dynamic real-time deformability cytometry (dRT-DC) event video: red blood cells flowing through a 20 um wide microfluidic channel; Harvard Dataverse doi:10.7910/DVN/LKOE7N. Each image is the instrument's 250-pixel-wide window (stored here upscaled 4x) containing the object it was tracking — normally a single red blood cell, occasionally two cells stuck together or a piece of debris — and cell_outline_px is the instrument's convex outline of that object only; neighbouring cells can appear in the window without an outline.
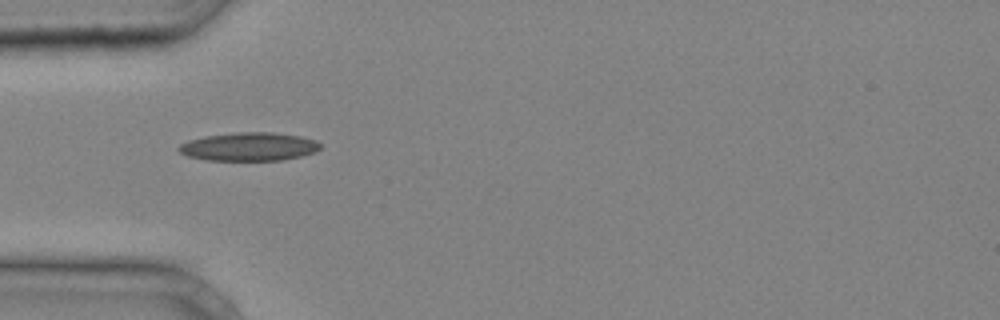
{"species": "common noctule bat (a hibernating species)", "species_latin": "Nyctalus noctula", "temperature_condition": "cold", "stored_images_in_passage": 27, "camera_frame_rate_fps": 3000, "um_per_image_px": 0.085, "animal": {"sex": "male", "body_mass_g": 20.4}, "frame": {"image": 1, "passage_image": 1, "time_ms": 0.0, "image_size_px": [1000, 320], "cell_outline_px": [[320, 148], [312, 152], [300, 156], [280, 160], [208, 160], [188, 156], [180, 152], [176, 148], [180, 144], [188, 140], [204, 136], [236, 132], [272, 132], [300, 136], [316, 140], [320, 144]], "centroid_in_image_um": [21.13, 12.45], "position_along_channel_um": 63.9, "area_um2": 23.29}}